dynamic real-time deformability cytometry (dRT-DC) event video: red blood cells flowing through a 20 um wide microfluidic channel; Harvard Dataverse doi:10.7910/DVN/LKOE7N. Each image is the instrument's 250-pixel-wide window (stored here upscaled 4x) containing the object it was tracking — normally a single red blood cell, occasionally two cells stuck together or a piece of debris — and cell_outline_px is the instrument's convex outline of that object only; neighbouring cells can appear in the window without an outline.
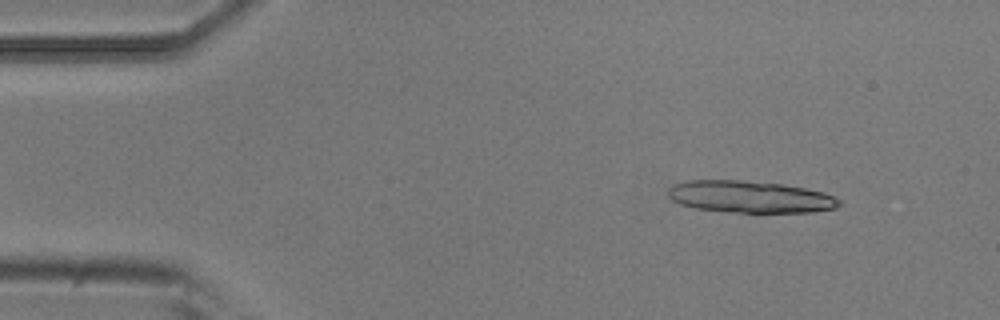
{"species": "common noctule bat (a hibernating species)", "species_latin": "Nyctalus noctula", "temperature_condition": "room temperature", "stored_images_in_passage": 6, "camera_frame_rate_fps": 3000, "um_per_image_px": 0.085, "animal": {"sex": "male", "body_mass_g": 20.5, "forearm_length_mm": 52.5}, "frame": {"image": 1, "passage_image": 2, "time_ms": 0.333, "image_size_px": [1000, 320], "cell_outline_px": [[840, 204], [836, 208], [812, 212], [732, 212], [696, 208], [680, 204], [672, 200], [668, 196], [668, 188], [672, 184], [688, 180], [740, 180], [780, 184], [804, 188], [824, 192], [840, 200]], "centroid_in_image_um": [63.72, 16.72], "position_along_channel_um": 21.3, "area_um2": 31.73}}
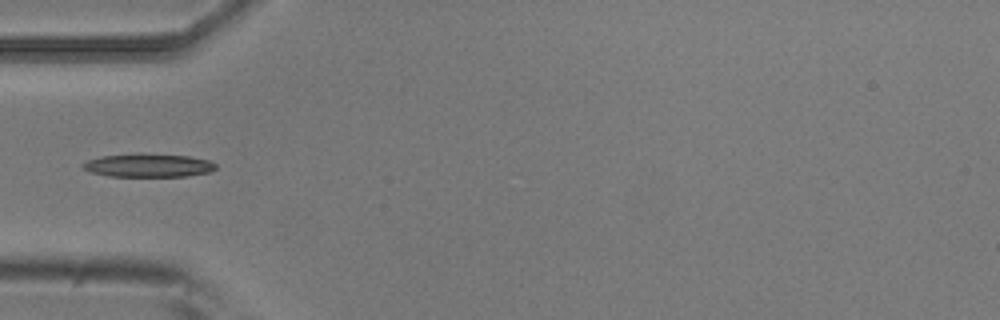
{"frame": {"image": 2, "passage_image": 5, "time_ms": 1.333, "image_size_px": [1000, 320], "cell_outline_px": [[216, 168], [208, 172], [188, 176], [108, 176], [92, 172], [84, 168], [80, 164], [88, 160], [100, 156], [136, 152], [140, 152], [188, 156], [208, 160], [216, 164]], "centroid_in_image_um": [12.58, 14.03], "position_along_channel_um": 72.4, "area_um2": 18.32}}
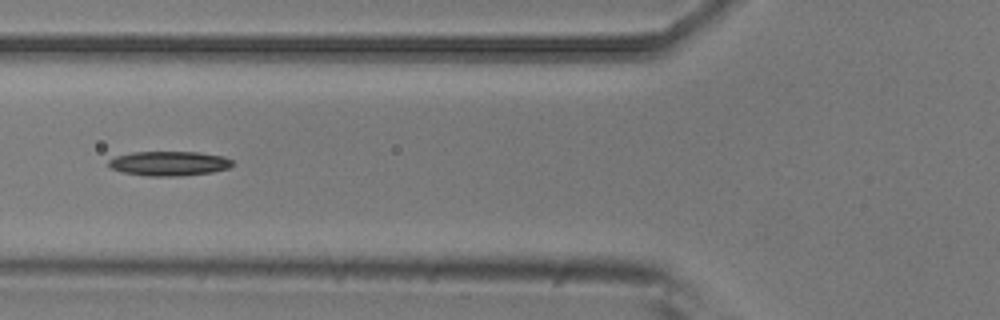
{"frame": {"image": 3, "passage_image": 6, "time_ms": 1.667, "image_size_px": [1000, 320], "cell_outline_px": [[232, 164], [228, 168], [212, 172], [180, 176], [148, 176], [124, 172], [112, 168], [108, 164], [108, 160], [116, 156], [132, 152], [200, 152], [224, 156], [232, 160]], "centroid_in_image_um": [14.38, 13.89], "position_along_channel_um": 111.4, "area_um2": 17.63}}